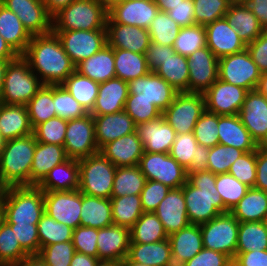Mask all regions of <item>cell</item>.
I'll return each mask as SVG.
<instances>
[{"instance_id": "ac0fdd59", "label": "cell", "mask_w": 267, "mask_h": 266, "mask_svg": "<svg viewBox=\"0 0 267 266\" xmlns=\"http://www.w3.org/2000/svg\"><path fill=\"white\" fill-rule=\"evenodd\" d=\"M159 11L154 0H123L108 8V17L114 23L148 29Z\"/></svg>"}, {"instance_id": "680465c9", "label": "cell", "mask_w": 267, "mask_h": 266, "mask_svg": "<svg viewBox=\"0 0 267 266\" xmlns=\"http://www.w3.org/2000/svg\"><path fill=\"white\" fill-rule=\"evenodd\" d=\"M193 132L199 145L212 148L219 144L218 115L205 110L196 122Z\"/></svg>"}, {"instance_id": "83f0119b", "label": "cell", "mask_w": 267, "mask_h": 266, "mask_svg": "<svg viewBox=\"0 0 267 266\" xmlns=\"http://www.w3.org/2000/svg\"><path fill=\"white\" fill-rule=\"evenodd\" d=\"M128 94V82L120 78L99 83L98 95L90 114L106 115L124 110Z\"/></svg>"}, {"instance_id": "44dd1931", "label": "cell", "mask_w": 267, "mask_h": 266, "mask_svg": "<svg viewBox=\"0 0 267 266\" xmlns=\"http://www.w3.org/2000/svg\"><path fill=\"white\" fill-rule=\"evenodd\" d=\"M205 30L206 46L218 59L241 52L247 47L239 37L238 31L227 22L225 17L207 24Z\"/></svg>"}, {"instance_id": "db71d44e", "label": "cell", "mask_w": 267, "mask_h": 266, "mask_svg": "<svg viewBox=\"0 0 267 266\" xmlns=\"http://www.w3.org/2000/svg\"><path fill=\"white\" fill-rule=\"evenodd\" d=\"M215 186L225 207L231 209L245 196L248 186L229 173L216 174Z\"/></svg>"}, {"instance_id": "d590c367", "label": "cell", "mask_w": 267, "mask_h": 266, "mask_svg": "<svg viewBox=\"0 0 267 266\" xmlns=\"http://www.w3.org/2000/svg\"><path fill=\"white\" fill-rule=\"evenodd\" d=\"M0 35L18 54L23 55L32 35L21 23L19 17L0 3Z\"/></svg>"}, {"instance_id": "9f6ffc18", "label": "cell", "mask_w": 267, "mask_h": 266, "mask_svg": "<svg viewBox=\"0 0 267 266\" xmlns=\"http://www.w3.org/2000/svg\"><path fill=\"white\" fill-rule=\"evenodd\" d=\"M244 152L235 147L217 144L209 148L208 171L214 174L228 173L230 166Z\"/></svg>"}, {"instance_id": "cb8c5ba5", "label": "cell", "mask_w": 267, "mask_h": 266, "mask_svg": "<svg viewBox=\"0 0 267 266\" xmlns=\"http://www.w3.org/2000/svg\"><path fill=\"white\" fill-rule=\"evenodd\" d=\"M136 132L144 151L150 153H169L177 135L163 116L136 125Z\"/></svg>"}, {"instance_id": "f907efd6", "label": "cell", "mask_w": 267, "mask_h": 266, "mask_svg": "<svg viewBox=\"0 0 267 266\" xmlns=\"http://www.w3.org/2000/svg\"><path fill=\"white\" fill-rule=\"evenodd\" d=\"M203 47H206V30L200 24L181 27L173 44L175 52L186 57Z\"/></svg>"}, {"instance_id": "d4e9b609", "label": "cell", "mask_w": 267, "mask_h": 266, "mask_svg": "<svg viewBox=\"0 0 267 266\" xmlns=\"http://www.w3.org/2000/svg\"><path fill=\"white\" fill-rule=\"evenodd\" d=\"M130 229L112 224L98 229L97 248L99 260L123 261L129 251Z\"/></svg>"}, {"instance_id": "7dc6e473", "label": "cell", "mask_w": 267, "mask_h": 266, "mask_svg": "<svg viewBox=\"0 0 267 266\" xmlns=\"http://www.w3.org/2000/svg\"><path fill=\"white\" fill-rule=\"evenodd\" d=\"M25 106L33 129L55 117L53 85H43Z\"/></svg>"}, {"instance_id": "e575fe53", "label": "cell", "mask_w": 267, "mask_h": 266, "mask_svg": "<svg viewBox=\"0 0 267 266\" xmlns=\"http://www.w3.org/2000/svg\"><path fill=\"white\" fill-rule=\"evenodd\" d=\"M127 257L148 266H174L168 239L154 243H130Z\"/></svg>"}, {"instance_id": "753ad0ef", "label": "cell", "mask_w": 267, "mask_h": 266, "mask_svg": "<svg viewBox=\"0 0 267 266\" xmlns=\"http://www.w3.org/2000/svg\"><path fill=\"white\" fill-rule=\"evenodd\" d=\"M254 188L267 192V148L256 149V182Z\"/></svg>"}, {"instance_id": "6125c7cd", "label": "cell", "mask_w": 267, "mask_h": 266, "mask_svg": "<svg viewBox=\"0 0 267 266\" xmlns=\"http://www.w3.org/2000/svg\"><path fill=\"white\" fill-rule=\"evenodd\" d=\"M124 111L136 125L155 120L162 116L161 110L148 100L135 99V94H128Z\"/></svg>"}, {"instance_id": "89a4df30", "label": "cell", "mask_w": 267, "mask_h": 266, "mask_svg": "<svg viewBox=\"0 0 267 266\" xmlns=\"http://www.w3.org/2000/svg\"><path fill=\"white\" fill-rule=\"evenodd\" d=\"M246 49L260 73H267V30H264L254 41L247 44Z\"/></svg>"}, {"instance_id": "4dcf8cb0", "label": "cell", "mask_w": 267, "mask_h": 266, "mask_svg": "<svg viewBox=\"0 0 267 266\" xmlns=\"http://www.w3.org/2000/svg\"><path fill=\"white\" fill-rule=\"evenodd\" d=\"M68 159L63 146L36 142L30 171V186H37L49 171Z\"/></svg>"}, {"instance_id": "f6af8a7d", "label": "cell", "mask_w": 267, "mask_h": 266, "mask_svg": "<svg viewBox=\"0 0 267 266\" xmlns=\"http://www.w3.org/2000/svg\"><path fill=\"white\" fill-rule=\"evenodd\" d=\"M62 85L90 113L98 95L99 83L81 75L76 70L70 74Z\"/></svg>"}, {"instance_id": "277c9868", "label": "cell", "mask_w": 267, "mask_h": 266, "mask_svg": "<svg viewBox=\"0 0 267 266\" xmlns=\"http://www.w3.org/2000/svg\"><path fill=\"white\" fill-rule=\"evenodd\" d=\"M44 213V191L38 186L7 187L2 210L6 223L37 225Z\"/></svg>"}, {"instance_id": "ba28073f", "label": "cell", "mask_w": 267, "mask_h": 266, "mask_svg": "<svg viewBox=\"0 0 267 266\" xmlns=\"http://www.w3.org/2000/svg\"><path fill=\"white\" fill-rule=\"evenodd\" d=\"M240 222L230 213H221L200 224L204 248L235 258Z\"/></svg>"}, {"instance_id": "f1b7e54d", "label": "cell", "mask_w": 267, "mask_h": 266, "mask_svg": "<svg viewBox=\"0 0 267 266\" xmlns=\"http://www.w3.org/2000/svg\"><path fill=\"white\" fill-rule=\"evenodd\" d=\"M174 266H181L203 248L200 225L189 224L168 236Z\"/></svg>"}, {"instance_id": "d6986e66", "label": "cell", "mask_w": 267, "mask_h": 266, "mask_svg": "<svg viewBox=\"0 0 267 266\" xmlns=\"http://www.w3.org/2000/svg\"><path fill=\"white\" fill-rule=\"evenodd\" d=\"M128 90L129 94H135V99L148 100L157 106L161 112L168 108L178 93L155 72L129 81Z\"/></svg>"}, {"instance_id": "be15d7a7", "label": "cell", "mask_w": 267, "mask_h": 266, "mask_svg": "<svg viewBox=\"0 0 267 266\" xmlns=\"http://www.w3.org/2000/svg\"><path fill=\"white\" fill-rule=\"evenodd\" d=\"M228 173L249 188L256 182V150L243 153L230 166Z\"/></svg>"}, {"instance_id": "bcb514c9", "label": "cell", "mask_w": 267, "mask_h": 266, "mask_svg": "<svg viewBox=\"0 0 267 266\" xmlns=\"http://www.w3.org/2000/svg\"><path fill=\"white\" fill-rule=\"evenodd\" d=\"M112 219L115 225L131 228L144 213L140 195L111 197Z\"/></svg>"}, {"instance_id": "7c38bea8", "label": "cell", "mask_w": 267, "mask_h": 266, "mask_svg": "<svg viewBox=\"0 0 267 266\" xmlns=\"http://www.w3.org/2000/svg\"><path fill=\"white\" fill-rule=\"evenodd\" d=\"M64 51L77 66L107 45L106 29L53 31Z\"/></svg>"}, {"instance_id": "52a82bcc", "label": "cell", "mask_w": 267, "mask_h": 266, "mask_svg": "<svg viewBox=\"0 0 267 266\" xmlns=\"http://www.w3.org/2000/svg\"><path fill=\"white\" fill-rule=\"evenodd\" d=\"M79 191L85 195L110 199L116 166L101 152L78 160Z\"/></svg>"}, {"instance_id": "484cf974", "label": "cell", "mask_w": 267, "mask_h": 266, "mask_svg": "<svg viewBox=\"0 0 267 266\" xmlns=\"http://www.w3.org/2000/svg\"><path fill=\"white\" fill-rule=\"evenodd\" d=\"M92 116L95 140L99 150L105 144L136 131L134 120L124 110L113 114Z\"/></svg>"}, {"instance_id": "9a60e30c", "label": "cell", "mask_w": 267, "mask_h": 266, "mask_svg": "<svg viewBox=\"0 0 267 266\" xmlns=\"http://www.w3.org/2000/svg\"><path fill=\"white\" fill-rule=\"evenodd\" d=\"M45 213L57 222L75 229L80 226L81 192L44 191Z\"/></svg>"}, {"instance_id": "979ff035", "label": "cell", "mask_w": 267, "mask_h": 266, "mask_svg": "<svg viewBox=\"0 0 267 266\" xmlns=\"http://www.w3.org/2000/svg\"><path fill=\"white\" fill-rule=\"evenodd\" d=\"M19 55L11 48V46L0 35V60H14Z\"/></svg>"}, {"instance_id": "816d5d0a", "label": "cell", "mask_w": 267, "mask_h": 266, "mask_svg": "<svg viewBox=\"0 0 267 266\" xmlns=\"http://www.w3.org/2000/svg\"><path fill=\"white\" fill-rule=\"evenodd\" d=\"M53 102L56 116L72 120L88 114L86 109L62 85H53Z\"/></svg>"}, {"instance_id": "4316f807", "label": "cell", "mask_w": 267, "mask_h": 266, "mask_svg": "<svg viewBox=\"0 0 267 266\" xmlns=\"http://www.w3.org/2000/svg\"><path fill=\"white\" fill-rule=\"evenodd\" d=\"M99 152L116 167L134 166L139 164L144 146L135 131L105 144Z\"/></svg>"}, {"instance_id": "8d00e7d4", "label": "cell", "mask_w": 267, "mask_h": 266, "mask_svg": "<svg viewBox=\"0 0 267 266\" xmlns=\"http://www.w3.org/2000/svg\"><path fill=\"white\" fill-rule=\"evenodd\" d=\"M80 226L101 229L113 223L110 199L89 196L81 193Z\"/></svg>"}, {"instance_id": "30bf717a", "label": "cell", "mask_w": 267, "mask_h": 266, "mask_svg": "<svg viewBox=\"0 0 267 266\" xmlns=\"http://www.w3.org/2000/svg\"><path fill=\"white\" fill-rule=\"evenodd\" d=\"M261 73L247 49L219 58L218 79L248 91L257 89Z\"/></svg>"}, {"instance_id": "ffe728a7", "label": "cell", "mask_w": 267, "mask_h": 266, "mask_svg": "<svg viewBox=\"0 0 267 266\" xmlns=\"http://www.w3.org/2000/svg\"><path fill=\"white\" fill-rule=\"evenodd\" d=\"M238 116L260 146L267 139V98L257 89L248 91Z\"/></svg>"}, {"instance_id": "f35d334b", "label": "cell", "mask_w": 267, "mask_h": 266, "mask_svg": "<svg viewBox=\"0 0 267 266\" xmlns=\"http://www.w3.org/2000/svg\"><path fill=\"white\" fill-rule=\"evenodd\" d=\"M224 17L238 31L239 37L246 45L254 41L264 31L257 17L246 4H231Z\"/></svg>"}, {"instance_id": "67dfc351", "label": "cell", "mask_w": 267, "mask_h": 266, "mask_svg": "<svg viewBox=\"0 0 267 266\" xmlns=\"http://www.w3.org/2000/svg\"><path fill=\"white\" fill-rule=\"evenodd\" d=\"M16 266H46L38 255H29Z\"/></svg>"}, {"instance_id": "b62a3aed", "label": "cell", "mask_w": 267, "mask_h": 266, "mask_svg": "<svg viewBox=\"0 0 267 266\" xmlns=\"http://www.w3.org/2000/svg\"><path fill=\"white\" fill-rule=\"evenodd\" d=\"M257 90L267 98V73L261 74Z\"/></svg>"}, {"instance_id": "60d3db41", "label": "cell", "mask_w": 267, "mask_h": 266, "mask_svg": "<svg viewBox=\"0 0 267 266\" xmlns=\"http://www.w3.org/2000/svg\"><path fill=\"white\" fill-rule=\"evenodd\" d=\"M116 78L126 82L144 77L151 71L145 54L114 48Z\"/></svg>"}, {"instance_id": "11a10c76", "label": "cell", "mask_w": 267, "mask_h": 266, "mask_svg": "<svg viewBox=\"0 0 267 266\" xmlns=\"http://www.w3.org/2000/svg\"><path fill=\"white\" fill-rule=\"evenodd\" d=\"M193 2L195 23L203 26L223 18L231 5L230 0H193Z\"/></svg>"}, {"instance_id": "5bb4252c", "label": "cell", "mask_w": 267, "mask_h": 266, "mask_svg": "<svg viewBox=\"0 0 267 266\" xmlns=\"http://www.w3.org/2000/svg\"><path fill=\"white\" fill-rule=\"evenodd\" d=\"M248 90L217 79L203 94L205 110L217 115H238Z\"/></svg>"}, {"instance_id": "09005b40", "label": "cell", "mask_w": 267, "mask_h": 266, "mask_svg": "<svg viewBox=\"0 0 267 266\" xmlns=\"http://www.w3.org/2000/svg\"><path fill=\"white\" fill-rule=\"evenodd\" d=\"M98 261V258L75 252L70 266H96Z\"/></svg>"}, {"instance_id": "7a4b0ae2", "label": "cell", "mask_w": 267, "mask_h": 266, "mask_svg": "<svg viewBox=\"0 0 267 266\" xmlns=\"http://www.w3.org/2000/svg\"><path fill=\"white\" fill-rule=\"evenodd\" d=\"M187 176L183 194L190 224L200 225L221 213L230 212L217 192L216 174L211 171H201Z\"/></svg>"}, {"instance_id": "1f68e13d", "label": "cell", "mask_w": 267, "mask_h": 266, "mask_svg": "<svg viewBox=\"0 0 267 266\" xmlns=\"http://www.w3.org/2000/svg\"><path fill=\"white\" fill-rule=\"evenodd\" d=\"M0 133L5 140L33 134L25 105L0 103Z\"/></svg>"}, {"instance_id": "74e56055", "label": "cell", "mask_w": 267, "mask_h": 266, "mask_svg": "<svg viewBox=\"0 0 267 266\" xmlns=\"http://www.w3.org/2000/svg\"><path fill=\"white\" fill-rule=\"evenodd\" d=\"M230 213L239 222L267 221V192L249 188Z\"/></svg>"}, {"instance_id": "ee69618b", "label": "cell", "mask_w": 267, "mask_h": 266, "mask_svg": "<svg viewBox=\"0 0 267 266\" xmlns=\"http://www.w3.org/2000/svg\"><path fill=\"white\" fill-rule=\"evenodd\" d=\"M146 181L138 165L117 167L111 197L140 195Z\"/></svg>"}, {"instance_id": "681fc988", "label": "cell", "mask_w": 267, "mask_h": 266, "mask_svg": "<svg viewBox=\"0 0 267 266\" xmlns=\"http://www.w3.org/2000/svg\"><path fill=\"white\" fill-rule=\"evenodd\" d=\"M73 228L57 222L44 213L37 224V232L40 248L60 242L72 241Z\"/></svg>"}, {"instance_id": "603ad722", "label": "cell", "mask_w": 267, "mask_h": 266, "mask_svg": "<svg viewBox=\"0 0 267 266\" xmlns=\"http://www.w3.org/2000/svg\"><path fill=\"white\" fill-rule=\"evenodd\" d=\"M9 61H12V60H0V96H1V91L3 88V81L5 78L6 66Z\"/></svg>"}, {"instance_id": "2a66077c", "label": "cell", "mask_w": 267, "mask_h": 266, "mask_svg": "<svg viewBox=\"0 0 267 266\" xmlns=\"http://www.w3.org/2000/svg\"><path fill=\"white\" fill-rule=\"evenodd\" d=\"M247 7L257 17L264 30H267V0H249Z\"/></svg>"}, {"instance_id": "5803f987", "label": "cell", "mask_w": 267, "mask_h": 266, "mask_svg": "<svg viewBox=\"0 0 267 266\" xmlns=\"http://www.w3.org/2000/svg\"><path fill=\"white\" fill-rule=\"evenodd\" d=\"M120 266H148L142 263H136L131 261L128 257H126L123 261L120 262Z\"/></svg>"}, {"instance_id": "4fadbf2b", "label": "cell", "mask_w": 267, "mask_h": 266, "mask_svg": "<svg viewBox=\"0 0 267 266\" xmlns=\"http://www.w3.org/2000/svg\"><path fill=\"white\" fill-rule=\"evenodd\" d=\"M63 147L67 156L75 160L87 158L100 151L95 140L94 119L90 113L67 120Z\"/></svg>"}, {"instance_id": "603a6c76", "label": "cell", "mask_w": 267, "mask_h": 266, "mask_svg": "<svg viewBox=\"0 0 267 266\" xmlns=\"http://www.w3.org/2000/svg\"><path fill=\"white\" fill-rule=\"evenodd\" d=\"M154 213L162 222L168 236L190 224L185 205L183 186L172 188Z\"/></svg>"}, {"instance_id": "ab89813d", "label": "cell", "mask_w": 267, "mask_h": 266, "mask_svg": "<svg viewBox=\"0 0 267 266\" xmlns=\"http://www.w3.org/2000/svg\"><path fill=\"white\" fill-rule=\"evenodd\" d=\"M154 72L169 83L178 93L188 92V57L175 52L162 61Z\"/></svg>"}, {"instance_id": "8c879c8a", "label": "cell", "mask_w": 267, "mask_h": 266, "mask_svg": "<svg viewBox=\"0 0 267 266\" xmlns=\"http://www.w3.org/2000/svg\"><path fill=\"white\" fill-rule=\"evenodd\" d=\"M173 46L151 42L146 50V61L151 72H154L169 55H173Z\"/></svg>"}, {"instance_id": "5b68a950", "label": "cell", "mask_w": 267, "mask_h": 266, "mask_svg": "<svg viewBox=\"0 0 267 266\" xmlns=\"http://www.w3.org/2000/svg\"><path fill=\"white\" fill-rule=\"evenodd\" d=\"M107 17L102 0H75L52 18V31L106 29Z\"/></svg>"}, {"instance_id": "a7ac6f4b", "label": "cell", "mask_w": 267, "mask_h": 266, "mask_svg": "<svg viewBox=\"0 0 267 266\" xmlns=\"http://www.w3.org/2000/svg\"><path fill=\"white\" fill-rule=\"evenodd\" d=\"M231 258L221 252L203 248L181 266H226Z\"/></svg>"}, {"instance_id": "2e32d148", "label": "cell", "mask_w": 267, "mask_h": 266, "mask_svg": "<svg viewBox=\"0 0 267 266\" xmlns=\"http://www.w3.org/2000/svg\"><path fill=\"white\" fill-rule=\"evenodd\" d=\"M0 3L19 17L32 36L52 32V17L43 0H0Z\"/></svg>"}, {"instance_id": "3957f363", "label": "cell", "mask_w": 267, "mask_h": 266, "mask_svg": "<svg viewBox=\"0 0 267 266\" xmlns=\"http://www.w3.org/2000/svg\"><path fill=\"white\" fill-rule=\"evenodd\" d=\"M34 134L6 140L0 153V184L30 186V171L36 148Z\"/></svg>"}, {"instance_id": "c3c4849f", "label": "cell", "mask_w": 267, "mask_h": 266, "mask_svg": "<svg viewBox=\"0 0 267 266\" xmlns=\"http://www.w3.org/2000/svg\"><path fill=\"white\" fill-rule=\"evenodd\" d=\"M29 254L21 247L12 228L0 219V264L16 266Z\"/></svg>"}, {"instance_id": "e7e4bbea", "label": "cell", "mask_w": 267, "mask_h": 266, "mask_svg": "<svg viewBox=\"0 0 267 266\" xmlns=\"http://www.w3.org/2000/svg\"><path fill=\"white\" fill-rule=\"evenodd\" d=\"M98 229L88 226H78L73 230L72 243L75 252L98 258Z\"/></svg>"}, {"instance_id": "6f0895ef", "label": "cell", "mask_w": 267, "mask_h": 266, "mask_svg": "<svg viewBox=\"0 0 267 266\" xmlns=\"http://www.w3.org/2000/svg\"><path fill=\"white\" fill-rule=\"evenodd\" d=\"M67 120L55 116L40 123L33 129L36 141L48 144L64 145Z\"/></svg>"}, {"instance_id": "11e5206c", "label": "cell", "mask_w": 267, "mask_h": 266, "mask_svg": "<svg viewBox=\"0 0 267 266\" xmlns=\"http://www.w3.org/2000/svg\"><path fill=\"white\" fill-rule=\"evenodd\" d=\"M208 154L209 148L198 144L195 159H192L190 169L187 171V174L208 171Z\"/></svg>"}, {"instance_id": "91938a15", "label": "cell", "mask_w": 267, "mask_h": 266, "mask_svg": "<svg viewBox=\"0 0 267 266\" xmlns=\"http://www.w3.org/2000/svg\"><path fill=\"white\" fill-rule=\"evenodd\" d=\"M197 145L194 132L176 135L169 155L188 171L192 159H195Z\"/></svg>"}, {"instance_id": "94428289", "label": "cell", "mask_w": 267, "mask_h": 266, "mask_svg": "<svg viewBox=\"0 0 267 266\" xmlns=\"http://www.w3.org/2000/svg\"><path fill=\"white\" fill-rule=\"evenodd\" d=\"M74 253L73 243L68 241L44 246L37 255L46 266H70Z\"/></svg>"}, {"instance_id": "e0dca14e", "label": "cell", "mask_w": 267, "mask_h": 266, "mask_svg": "<svg viewBox=\"0 0 267 266\" xmlns=\"http://www.w3.org/2000/svg\"><path fill=\"white\" fill-rule=\"evenodd\" d=\"M219 59L206 46L188 56V92L204 94L218 79Z\"/></svg>"}, {"instance_id": "8fae6325", "label": "cell", "mask_w": 267, "mask_h": 266, "mask_svg": "<svg viewBox=\"0 0 267 266\" xmlns=\"http://www.w3.org/2000/svg\"><path fill=\"white\" fill-rule=\"evenodd\" d=\"M138 167L147 180H155L169 188L182 187L187 182V171L169 153H143Z\"/></svg>"}, {"instance_id": "f5cc1de1", "label": "cell", "mask_w": 267, "mask_h": 266, "mask_svg": "<svg viewBox=\"0 0 267 266\" xmlns=\"http://www.w3.org/2000/svg\"><path fill=\"white\" fill-rule=\"evenodd\" d=\"M181 27L167 12L159 11L148 28L151 42L173 46Z\"/></svg>"}, {"instance_id": "b9fcfbb0", "label": "cell", "mask_w": 267, "mask_h": 266, "mask_svg": "<svg viewBox=\"0 0 267 266\" xmlns=\"http://www.w3.org/2000/svg\"><path fill=\"white\" fill-rule=\"evenodd\" d=\"M73 1L75 0H43L46 10L52 18Z\"/></svg>"}, {"instance_id": "03108f58", "label": "cell", "mask_w": 267, "mask_h": 266, "mask_svg": "<svg viewBox=\"0 0 267 266\" xmlns=\"http://www.w3.org/2000/svg\"><path fill=\"white\" fill-rule=\"evenodd\" d=\"M13 230L16 239L21 247L29 255H37L40 251V243L37 232V225L7 223Z\"/></svg>"}, {"instance_id": "f546056e", "label": "cell", "mask_w": 267, "mask_h": 266, "mask_svg": "<svg viewBox=\"0 0 267 266\" xmlns=\"http://www.w3.org/2000/svg\"><path fill=\"white\" fill-rule=\"evenodd\" d=\"M219 144L235 147L245 152L258 148L238 115H218Z\"/></svg>"}, {"instance_id": "b9f144b4", "label": "cell", "mask_w": 267, "mask_h": 266, "mask_svg": "<svg viewBox=\"0 0 267 266\" xmlns=\"http://www.w3.org/2000/svg\"><path fill=\"white\" fill-rule=\"evenodd\" d=\"M168 239L162 222L154 212H144L130 228V243H154Z\"/></svg>"}, {"instance_id": "9c48e42d", "label": "cell", "mask_w": 267, "mask_h": 266, "mask_svg": "<svg viewBox=\"0 0 267 266\" xmlns=\"http://www.w3.org/2000/svg\"><path fill=\"white\" fill-rule=\"evenodd\" d=\"M205 111V98L201 93H177L173 102L162 112L165 121L176 134L190 133Z\"/></svg>"}, {"instance_id": "2644e50d", "label": "cell", "mask_w": 267, "mask_h": 266, "mask_svg": "<svg viewBox=\"0 0 267 266\" xmlns=\"http://www.w3.org/2000/svg\"><path fill=\"white\" fill-rule=\"evenodd\" d=\"M167 13L180 27L196 24L194 19L193 0H182V3L172 7Z\"/></svg>"}, {"instance_id": "003e7915", "label": "cell", "mask_w": 267, "mask_h": 266, "mask_svg": "<svg viewBox=\"0 0 267 266\" xmlns=\"http://www.w3.org/2000/svg\"><path fill=\"white\" fill-rule=\"evenodd\" d=\"M171 188L155 180H147L140 194L143 212H154Z\"/></svg>"}, {"instance_id": "d6a6232c", "label": "cell", "mask_w": 267, "mask_h": 266, "mask_svg": "<svg viewBox=\"0 0 267 266\" xmlns=\"http://www.w3.org/2000/svg\"><path fill=\"white\" fill-rule=\"evenodd\" d=\"M114 66V48L107 44L100 51L80 62L76 66V71L97 83H102L116 77Z\"/></svg>"}, {"instance_id": "6da1fadb", "label": "cell", "mask_w": 267, "mask_h": 266, "mask_svg": "<svg viewBox=\"0 0 267 266\" xmlns=\"http://www.w3.org/2000/svg\"><path fill=\"white\" fill-rule=\"evenodd\" d=\"M22 56L43 85H60L76 70L75 64L53 31L44 35H33Z\"/></svg>"}, {"instance_id": "34e18365", "label": "cell", "mask_w": 267, "mask_h": 266, "mask_svg": "<svg viewBox=\"0 0 267 266\" xmlns=\"http://www.w3.org/2000/svg\"><path fill=\"white\" fill-rule=\"evenodd\" d=\"M234 259L240 266H267V250L236 254Z\"/></svg>"}, {"instance_id": "8992f818", "label": "cell", "mask_w": 267, "mask_h": 266, "mask_svg": "<svg viewBox=\"0 0 267 266\" xmlns=\"http://www.w3.org/2000/svg\"><path fill=\"white\" fill-rule=\"evenodd\" d=\"M42 86L29 62L19 55L6 66L0 103L26 105Z\"/></svg>"}, {"instance_id": "deb4b68c", "label": "cell", "mask_w": 267, "mask_h": 266, "mask_svg": "<svg viewBox=\"0 0 267 266\" xmlns=\"http://www.w3.org/2000/svg\"><path fill=\"white\" fill-rule=\"evenodd\" d=\"M160 11L168 12L172 7L182 3V0H154Z\"/></svg>"}, {"instance_id": "836d02e7", "label": "cell", "mask_w": 267, "mask_h": 266, "mask_svg": "<svg viewBox=\"0 0 267 266\" xmlns=\"http://www.w3.org/2000/svg\"><path fill=\"white\" fill-rule=\"evenodd\" d=\"M43 191H74L79 189L78 160L69 158L56 165L37 185Z\"/></svg>"}, {"instance_id": "7bdbcfd3", "label": "cell", "mask_w": 267, "mask_h": 266, "mask_svg": "<svg viewBox=\"0 0 267 266\" xmlns=\"http://www.w3.org/2000/svg\"><path fill=\"white\" fill-rule=\"evenodd\" d=\"M267 250V221L240 222L236 254Z\"/></svg>"}, {"instance_id": "7402d4cb", "label": "cell", "mask_w": 267, "mask_h": 266, "mask_svg": "<svg viewBox=\"0 0 267 266\" xmlns=\"http://www.w3.org/2000/svg\"><path fill=\"white\" fill-rule=\"evenodd\" d=\"M106 31L107 44L112 48L145 54L151 43L148 29L114 23L109 17Z\"/></svg>"}]
</instances>
